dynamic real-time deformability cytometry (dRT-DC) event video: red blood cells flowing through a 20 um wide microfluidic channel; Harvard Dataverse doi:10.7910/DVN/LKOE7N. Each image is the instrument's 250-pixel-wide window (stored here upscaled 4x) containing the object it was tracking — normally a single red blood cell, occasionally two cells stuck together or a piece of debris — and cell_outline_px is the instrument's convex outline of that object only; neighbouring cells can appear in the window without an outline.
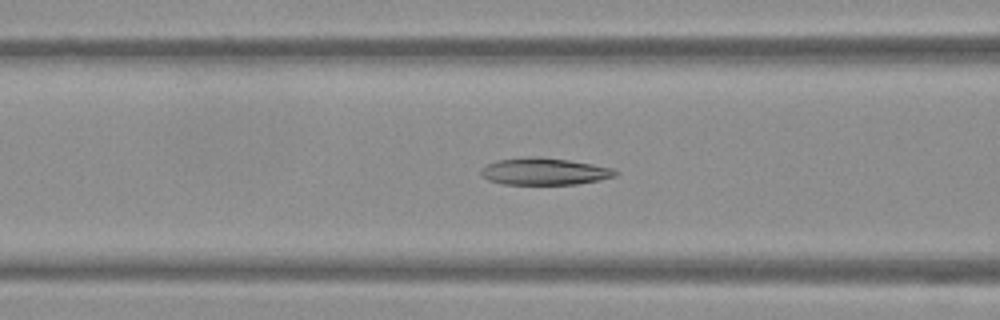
{"species": "Egyptian fruit bat (a non-hibernating species)", "species_latin": "Rousettus aegyptiacus", "temperature_condition": "warm", "stored_images_in_passage": 54, "camera_frame_rate_fps": 3000, "um_per_image_px": 0.085, "frame": {"image": 1, "passage_image": 22, "time_ms": 7.0, "image_size_px": [1000, 320], "cell_outline_px": [[620, 172], [616, 176], [600, 180], [576, 184], [500, 184], [488, 180], [480, 172], [480, 168], [488, 164], [500, 160], [568, 160], [592, 164], [612, 168]], "centroid_in_image_um": [46.34, 14.63], "position_along_channel_um": 120.3, "area_um2": 20.0}}
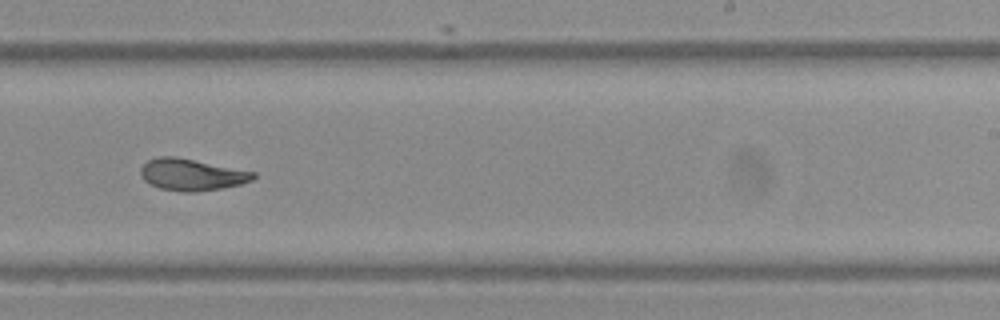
{"frame": {"image": 2, "passage_image": 34, "time_ms": 11.0, "image_size_px": [1000, 320], "cell_outline_px": [[256, 176], [252, 180], [240, 184], [220, 188], [196, 192], [184, 192], [160, 188], [148, 184], [140, 176], [140, 168], [148, 160], [156, 156], [176, 156], [256, 172]], "centroid_in_image_um": [16.26, 14.83], "position_along_channel_um": 272.7, "area_um2": 20.92}}
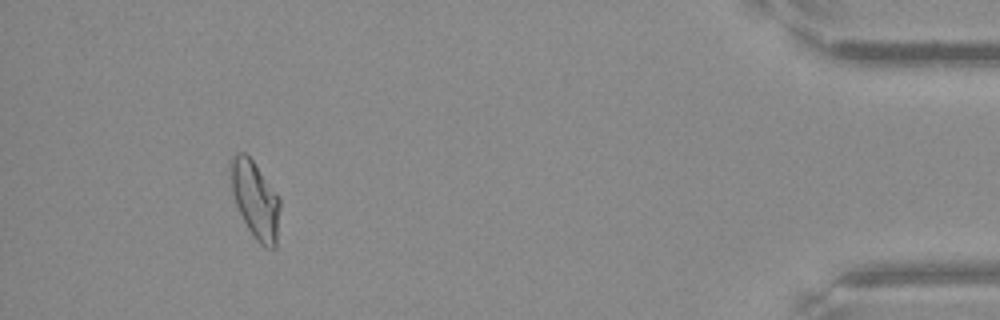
{"frame": {"image": 3, "passage_image": 50, "time_ms": 16.333, "image_size_px": [1000, 320], "cell_outline_px": [[280, 208], [276, 248], [264, 248], [256, 240], [248, 228], [236, 204], [232, 192], [228, 172], [228, 164], [232, 156], [236, 152], [244, 152], [252, 160], [280, 200]], "centroid_in_image_um": [21.66, 16.97], "position_along_channel_um": 413.5, "area_um2": 22.14}, "authors_computed_cell_mechanics": {"area_um2": 21.9062, "velocity_mm_per_s": 3.8093, "shape_relaxation_time_tau1_ms": 10.3331, "shape_relaxation_time_tau2_ms": 1.6724, "deformation_change_tau1": 0.2916, "deformation_change_tau2": 0.061}}